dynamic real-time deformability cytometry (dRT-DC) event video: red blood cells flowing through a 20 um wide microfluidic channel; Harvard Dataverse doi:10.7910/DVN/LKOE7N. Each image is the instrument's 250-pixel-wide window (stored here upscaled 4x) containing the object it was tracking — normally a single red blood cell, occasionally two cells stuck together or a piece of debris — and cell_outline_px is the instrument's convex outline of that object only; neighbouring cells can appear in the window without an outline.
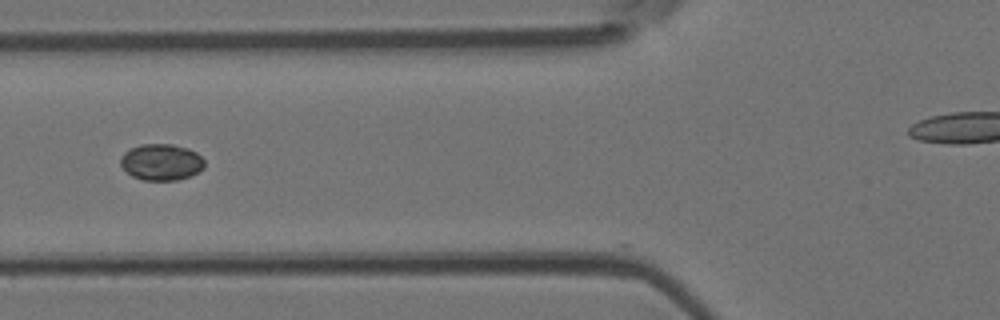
{"species": "Egyptian fruit bat (a non-hibernating species)", "species_latin": "Rousettus aegyptiacus", "temperature_condition": "room temperature", "stored_images_in_passage": 5, "camera_frame_rate_fps": 3000, "um_per_image_px": 0.085, "animal": {"sex": "female"}, "frame": {"image": 1, "passage_image": 2, "time_ms": 0.333, "image_size_px": [1000, 320], "cell_outline_px": [[204, 168], [188, 176], [176, 180], [144, 180], [132, 176], [120, 164], [120, 156], [124, 152], [140, 144], [172, 144], [188, 148], [196, 152], [204, 160]], "centroid_in_image_um": [13.7, 13.76], "position_along_channel_um": 112.1, "area_um2": 17.69}}